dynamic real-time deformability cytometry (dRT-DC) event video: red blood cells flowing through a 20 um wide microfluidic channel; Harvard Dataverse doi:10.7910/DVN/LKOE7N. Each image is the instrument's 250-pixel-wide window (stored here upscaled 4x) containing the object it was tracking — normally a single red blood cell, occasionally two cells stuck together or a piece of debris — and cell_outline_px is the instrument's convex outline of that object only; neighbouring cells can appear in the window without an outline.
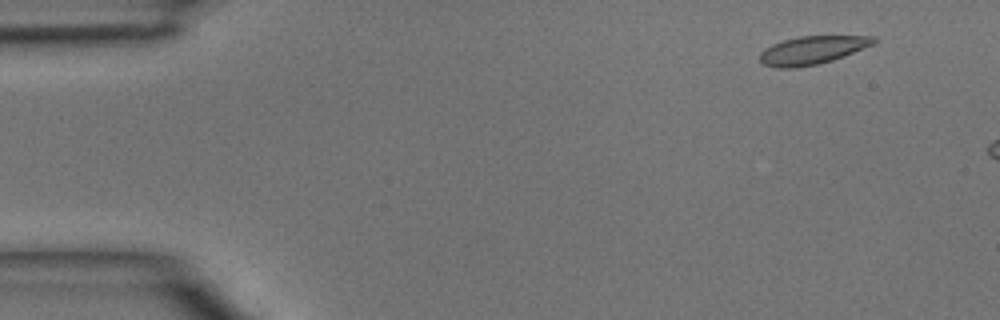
{"species": "common noctule bat (a hibernating species)", "species_latin": "Nyctalus noctula", "temperature_condition": "room temperature", "stored_images_in_passage": 2, "camera_frame_rate_fps": 3000, "um_per_image_px": 0.085, "animal": {"sex": "male", "body_mass_g": 15.6}, "frame": {"image": 1, "passage_image": 1, "time_ms": 0.0, "image_size_px": [1000, 320], "cell_outline_px": [[876, 40], [872, 44], [844, 56], [832, 60], [816, 64], [792, 68], [776, 68], [764, 64], [760, 60], [760, 52], [764, 48], [772, 44], [784, 40], [800, 36], [876, 36]], "centroid_in_image_um": [69.0, 4.26], "position_along_channel_um": 16.0, "area_um2": 18.44}}